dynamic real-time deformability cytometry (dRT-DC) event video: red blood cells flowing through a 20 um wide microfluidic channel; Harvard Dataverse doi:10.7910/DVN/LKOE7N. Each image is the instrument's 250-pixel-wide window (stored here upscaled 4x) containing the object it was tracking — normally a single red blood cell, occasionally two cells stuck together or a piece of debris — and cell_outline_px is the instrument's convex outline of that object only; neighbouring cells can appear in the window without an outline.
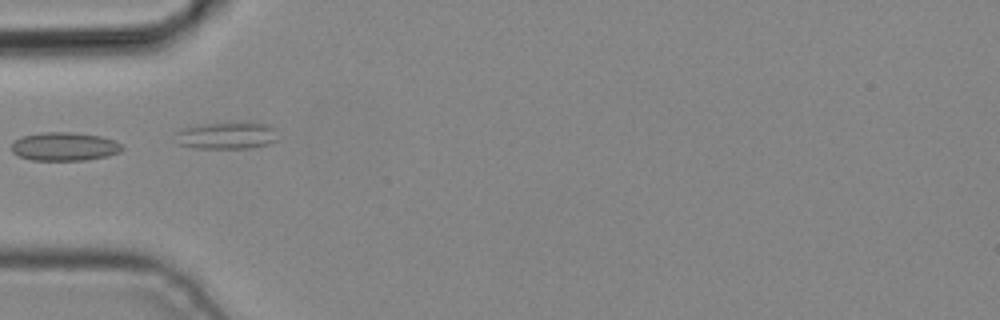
{"species": "common noctule bat (a hibernating species)", "species_latin": "Nyctalus noctula", "temperature_condition": "cold", "stored_images_in_passage": 4, "camera_frame_rate_fps": 3000, "um_per_image_px": 0.085, "animal": {"sex": "male", "body_mass_g": 19.2, "forearm_length_mm": 51.8}, "frame": {"image": 1, "passage_image": 4, "time_ms": 1.0, "image_size_px": [1000, 320], "cell_outline_px": [[124, 148], [120, 152], [108, 156], [88, 160], [32, 160], [20, 156], [12, 152], [12, 144], [20, 136], [44, 132], [72, 132], [100, 136], [116, 140]], "centroid_in_image_um": [5.51, 12.45], "position_along_channel_um": 79.5, "area_um2": 18.44}}